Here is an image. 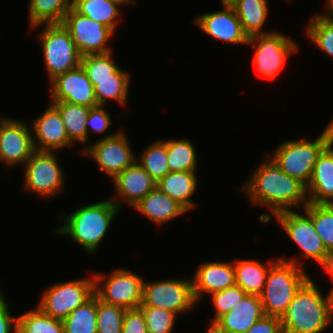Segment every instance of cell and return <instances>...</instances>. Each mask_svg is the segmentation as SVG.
Instances as JSON below:
<instances>
[{
  "instance_id": "cell-1",
  "label": "cell",
  "mask_w": 333,
  "mask_h": 333,
  "mask_svg": "<svg viewBox=\"0 0 333 333\" xmlns=\"http://www.w3.org/2000/svg\"><path fill=\"white\" fill-rule=\"evenodd\" d=\"M239 188L249 199L251 207L264 206L270 213L260 214L259 221L266 224L283 211L301 210L308 202L306 186L292 178L267 154Z\"/></svg>"
},
{
  "instance_id": "cell-2",
  "label": "cell",
  "mask_w": 333,
  "mask_h": 333,
  "mask_svg": "<svg viewBox=\"0 0 333 333\" xmlns=\"http://www.w3.org/2000/svg\"><path fill=\"white\" fill-rule=\"evenodd\" d=\"M120 210L110 198L82 205L71 214L58 215L57 236H67L88 255H95Z\"/></svg>"
},
{
  "instance_id": "cell-3",
  "label": "cell",
  "mask_w": 333,
  "mask_h": 333,
  "mask_svg": "<svg viewBox=\"0 0 333 333\" xmlns=\"http://www.w3.org/2000/svg\"><path fill=\"white\" fill-rule=\"evenodd\" d=\"M280 322L283 333H323L333 324L328 294H323L309 278L296 292Z\"/></svg>"
},
{
  "instance_id": "cell-4",
  "label": "cell",
  "mask_w": 333,
  "mask_h": 333,
  "mask_svg": "<svg viewBox=\"0 0 333 333\" xmlns=\"http://www.w3.org/2000/svg\"><path fill=\"white\" fill-rule=\"evenodd\" d=\"M333 141V117L318 138L302 137L281 142L273 152H267L281 171L302 182L306 187L315 163L322 151Z\"/></svg>"
},
{
  "instance_id": "cell-5",
  "label": "cell",
  "mask_w": 333,
  "mask_h": 333,
  "mask_svg": "<svg viewBox=\"0 0 333 333\" xmlns=\"http://www.w3.org/2000/svg\"><path fill=\"white\" fill-rule=\"evenodd\" d=\"M304 267L278 259L269 269L260 295L264 314L281 318L296 292L311 277Z\"/></svg>"
},
{
  "instance_id": "cell-6",
  "label": "cell",
  "mask_w": 333,
  "mask_h": 333,
  "mask_svg": "<svg viewBox=\"0 0 333 333\" xmlns=\"http://www.w3.org/2000/svg\"><path fill=\"white\" fill-rule=\"evenodd\" d=\"M43 28L38 33L42 59L48 82L59 74L70 71L81 64V55L69 31L62 23L39 24L30 29Z\"/></svg>"
},
{
  "instance_id": "cell-7",
  "label": "cell",
  "mask_w": 333,
  "mask_h": 333,
  "mask_svg": "<svg viewBox=\"0 0 333 333\" xmlns=\"http://www.w3.org/2000/svg\"><path fill=\"white\" fill-rule=\"evenodd\" d=\"M273 218L280 224L279 226L283 228L288 238L299 248L303 258L290 256L289 258L279 257V259L292 262L301 267H305L303 266L305 260L312 259L311 261L314 260L318 265L323 262L327 250L322 239L315 231L311 217L304 210L277 213L266 224L270 223Z\"/></svg>"
},
{
  "instance_id": "cell-8",
  "label": "cell",
  "mask_w": 333,
  "mask_h": 333,
  "mask_svg": "<svg viewBox=\"0 0 333 333\" xmlns=\"http://www.w3.org/2000/svg\"><path fill=\"white\" fill-rule=\"evenodd\" d=\"M254 50L252 65L268 82L275 81L289 57L297 53L298 43L286 34L274 31L249 37L247 46Z\"/></svg>"
},
{
  "instance_id": "cell-9",
  "label": "cell",
  "mask_w": 333,
  "mask_h": 333,
  "mask_svg": "<svg viewBox=\"0 0 333 333\" xmlns=\"http://www.w3.org/2000/svg\"><path fill=\"white\" fill-rule=\"evenodd\" d=\"M57 152L35 151L23 165V186L29 194L52 199L64 190L65 171Z\"/></svg>"
},
{
  "instance_id": "cell-10",
  "label": "cell",
  "mask_w": 333,
  "mask_h": 333,
  "mask_svg": "<svg viewBox=\"0 0 333 333\" xmlns=\"http://www.w3.org/2000/svg\"><path fill=\"white\" fill-rule=\"evenodd\" d=\"M110 274L94 273V294L104 303L125 309L138 308L142 302L144 277L126 268Z\"/></svg>"
},
{
  "instance_id": "cell-11",
  "label": "cell",
  "mask_w": 333,
  "mask_h": 333,
  "mask_svg": "<svg viewBox=\"0 0 333 333\" xmlns=\"http://www.w3.org/2000/svg\"><path fill=\"white\" fill-rule=\"evenodd\" d=\"M94 295V277L53 283L44 289L37 306L48 316L65 319Z\"/></svg>"
},
{
  "instance_id": "cell-12",
  "label": "cell",
  "mask_w": 333,
  "mask_h": 333,
  "mask_svg": "<svg viewBox=\"0 0 333 333\" xmlns=\"http://www.w3.org/2000/svg\"><path fill=\"white\" fill-rule=\"evenodd\" d=\"M141 304L160 307L180 316L190 310L193 311L198 303L193 295L192 280L173 278L157 279L152 282L144 279Z\"/></svg>"
},
{
  "instance_id": "cell-13",
  "label": "cell",
  "mask_w": 333,
  "mask_h": 333,
  "mask_svg": "<svg viewBox=\"0 0 333 333\" xmlns=\"http://www.w3.org/2000/svg\"><path fill=\"white\" fill-rule=\"evenodd\" d=\"M122 130L108 133L94 143H90L81 154L97 163L98 168L109 178L111 177V180L133 165L137 159L125 129Z\"/></svg>"
},
{
  "instance_id": "cell-14",
  "label": "cell",
  "mask_w": 333,
  "mask_h": 333,
  "mask_svg": "<svg viewBox=\"0 0 333 333\" xmlns=\"http://www.w3.org/2000/svg\"><path fill=\"white\" fill-rule=\"evenodd\" d=\"M62 24L69 31L81 56L112 51L109 40L115 32L86 15L79 14L73 7L65 14Z\"/></svg>"
},
{
  "instance_id": "cell-15",
  "label": "cell",
  "mask_w": 333,
  "mask_h": 333,
  "mask_svg": "<svg viewBox=\"0 0 333 333\" xmlns=\"http://www.w3.org/2000/svg\"><path fill=\"white\" fill-rule=\"evenodd\" d=\"M28 121L0 115V164L23 166L36 151Z\"/></svg>"
},
{
  "instance_id": "cell-16",
  "label": "cell",
  "mask_w": 333,
  "mask_h": 333,
  "mask_svg": "<svg viewBox=\"0 0 333 333\" xmlns=\"http://www.w3.org/2000/svg\"><path fill=\"white\" fill-rule=\"evenodd\" d=\"M221 10L206 12L194 18V24L212 39L231 45H247L249 37L232 6H221Z\"/></svg>"
},
{
  "instance_id": "cell-17",
  "label": "cell",
  "mask_w": 333,
  "mask_h": 333,
  "mask_svg": "<svg viewBox=\"0 0 333 333\" xmlns=\"http://www.w3.org/2000/svg\"><path fill=\"white\" fill-rule=\"evenodd\" d=\"M48 83L51 91L50 101H64L90 108L98 106L94 86L81 64L70 71L57 75Z\"/></svg>"
},
{
  "instance_id": "cell-18",
  "label": "cell",
  "mask_w": 333,
  "mask_h": 333,
  "mask_svg": "<svg viewBox=\"0 0 333 333\" xmlns=\"http://www.w3.org/2000/svg\"><path fill=\"white\" fill-rule=\"evenodd\" d=\"M30 123L36 151L58 152L76 146L68 137L59 111L49 103Z\"/></svg>"
},
{
  "instance_id": "cell-19",
  "label": "cell",
  "mask_w": 333,
  "mask_h": 333,
  "mask_svg": "<svg viewBox=\"0 0 333 333\" xmlns=\"http://www.w3.org/2000/svg\"><path fill=\"white\" fill-rule=\"evenodd\" d=\"M111 201L121 210L122 203L135 207L149 192L157 187L156 181L136 161L113 179ZM123 201V202H122Z\"/></svg>"
},
{
  "instance_id": "cell-20",
  "label": "cell",
  "mask_w": 333,
  "mask_h": 333,
  "mask_svg": "<svg viewBox=\"0 0 333 333\" xmlns=\"http://www.w3.org/2000/svg\"><path fill=\"white\" fill-rule=\"evenodd\" d=\"M191 280L194 298L200 304L205 295L236 285L234 262L205 261L198 266Z\"/></svg>"
},
{
  "instance_id": "cell-21",
  "label": "cell",
  "mask_w": 333,
  "mask_h": 333,
  "mask_svg": "<svg viewBox=\"0 0 333 333\" xmlns=\"http://www.w3.org/2000/svg\"><path fill=\"white\" fill-rule=\"evenodd\" d=\"M306 190L309 203L333 204V141L319 155Z\"/></svg>"
},
{
  "instance_id": "cell-22",
  "label": "cell",
  "mask_w": 333,
  "mask_h": 333,
  "mask_svg": "<svg viewBox=\"0 0 333 333\" xmlns=\"http://www.w3.org/2000/svg\"><path fill=\"white\" fill-rule=\"evenodd\" d=\"M264 315L260 296L246 294L214 324L225 333H246Z\"/></svg>"
},
{
  "instance_id": "cell-23",
  "label": "cell",
  "mask_w": 333,
  "mask_h": 333,
  "mask_svg": "<svg viewBox=\"0 0 333 333\" xmlns=\"http://www.w3.org/2000/svg\"><path fill=\"white\" fill-rule=\"evenodd\" d=\"M154 225L162 226L175 218L188 213L177 201L170 198L157 187L149 192L135 207H133Z\"/></svg>"
},
{
  "instance_id": "cell-24",
  "label": "cell",
  "mask_w": 333,
  "mask_h": 333,
  "mask_svg": "<svg viewBox=\"0 0 333 333\" xmlns=\"http://www.w3.org/2000/svg\"><path fill=\"white\" fill-rule=\"evenodd\" d=\"M197 174L196 171L169 172L157 182V188L189 212L197 206L192 200L199 181Z\"/></svg>"
},
{
  "instance_id": "cell-25",
  "label": "cell",
  "mask_w": 333,
  "mask_h": 333,
  "mask_svg": "<svg viewBox=\"0 0 333 333\" xmlns=\"http://www.w3.org/2000/svg\"><path fill=\"white\" fill-rule=\"evenodd\" d=\"M134 5V0H73L72 7L82 15H86L93 21H97L109 28L115 33L118 27V21L123 14L122 6Z\"/></svg>"
},
{
  "instance_id": "cell-26",
  "label": "cell",
  "mask_w": 333,
  "mask_h": 333,
  "mask_svg": "<svg viewBox=\"0 0 333 333\" xmlns=\"http://www.w3.org/2000/svg\"><path fill=\"white\" fill-rule=\"evenodd\" d=\"M279 259L272 258L267 264L256 259H236L234 262L236 285L246 294L260 296L264 290L270 267Z\"/></svg>"
},
{
  "instance_id": "cell-27",
  "label": "cell",
  "mask_w": 333,
  "mask_h": 333,
  "mask_svg": "<svg viewBox=\"0 0 333 333\" xmlns=\"http://www.w3.org/2000/svg\"><path fill=\"white\" fill-rule=\"evenodd\" d=\"M60 113L69 139L76 145L80 143V153L87 147V128L85 122L88 118L90 107L72 104L64 101H50ZM84 147V148H83Z\"/></svg>"
},
{
  "instance_id": "cell-28",
  "label": "cell",
  "mask_w": 333,
  "mask_h": 333,
  "mask_svg": "<svg viewBox=\"0 0 333 333\" xmlns=\"http://www.w3.org/2000/svg\"><path fill=\"white\" fill-rule=\"evenodd\" d=\"M130 76V73L121 67L114 73V79L90 80L94 86L97 105L106 106L108 100L120 106L127 105L131 84Z\"/></svg>"
},
{
  "instance_id": "cell-29",
  "label": "cell",
  "mask_w": 333,
  "mask_h": 333,
  "mask_svg": "<svg viewBox=\"0 0 333 333\" xmlns=\"http://www.w3.org/2000/svg\"><path fill=\"white\" fill-rule=\"evenodd\" d=\"M268 4V0H237L232 5L248 37L274 32L262 30L269 16Z\"/></svg>"
},
{
  "instance_id": "cell-30",
  "label": "cell",
  "mask_w": 333,
  "mask_h": 333,
  "mask_svg": "<svg viewBox=\"0 0 333 333\" xmlns=\"http://www.w3.org/2000/svg\"><path fill=\"white\" fill-rule=\"evenodd\" d=\"M73 0H29L28 27L39 24L62 23Z\"/></svg>"
},
{
  "instance_id": "cell-31",
  "label": "cell",
  "mask_w": 333,
  "mask_h": 333,
  "mask_svg": "<svg viewBox=\"0 0 333 333\" xmlns=\"http://www.w3.org/2000/svg\"><path fill=\"white\" fill-rule=\"evenodd\" d=\"M167 145L168 166L170 172L198 171V156L190 138L169 139Z\"/></svg>"
},
{
  "instance_id": "cell-32",
  "label": "cell",
  "mask_w": 333,
  "mask_h": 333,
  "mask_svg": "<svg viewBox=\"0 0 333 333\" xmlns=\"http://www.w3.org/2000/svg\"><path fill=\"white\" fill-rule=\"evenodd\" d=\"M62 323L64 333H97V296L78 306Z\"/></svg>"
},
{
  "instance_id": "cell-33",
  "label": "cell",
  "mask_w": 333,
  "mask_h": 333,
  "mask_svg": "<svg viewBox=\"0 0 333 333\" xmlns=\"http://www.w3.org/2000/svg\"><path fill=\"white\" fill-rule=\"evenodd\" d=\"M143 150L136 161L157 183L170 172L167 145L162 139H158L144 147Z\"/></svg>"
},
{
  "instance_id": "cell-34",
  "label": "cell",
  "mask_w": 333,
  "mask_h": 333,
  "mask_svg": "<svg viewBox=\"0 0 333 333\" xmlns=\"http://www.w3.org/2000/svg\"><path fill=\"white\" fill-rule=\"evenodd\" d=\"M17 333H64L63 323L35 306L18 316Z\"/></svg>"
},
{
  "instance_id": "cell-35",
  "label": "cell",
  "mask_w": 333,
  "mask_h": 333,
  "mask_svg": "<svg viewBox=\"0 0 333 333\" xmlns=\"http://www.w3.org/2000/svg\"><path fill=\"white\" fill-rule=\"evenodd\" d=\"M312 16L305 24L304 33L311 44L333 59V21L324 13Z\"/></svg>"
},
{
  "instance_id": "cell-36",
  "label": "cell",
  "mask_w": 333,
  "mask_h": 333,
  "mask_svg": "<svg viewBox=\"0 0 333 333\" xmlns=\"http://www.w3.org/2000/svg\"><path fill=\"white\" fill-rule=\"evenodd\" d=\"M302 210L311 217L326 250L333 248V204L308 203Z\"/></svg>"
},
{
  "instance_id": "cell-37",
  "label": "cell",
  "mask_w": 333,
  "mask_h": 333,
  "mask_svg": "<svg viewBox=\"0 0 333 333\" xmlns=\"http://www.w3.org/2000/svg\"><path fill=\"white\" fill-rule=\"evenodd\" d=\"M112 51L105 54H89L81 57V66L89 80L114 79L120 68L114 61Z\"/></svg>"
},
{
  "instance_id": "cell-38",
  "label": "cell",
  "mask_w": 333,
  "mask_h": 333,
  "mask_svg": "<svg viewBox=\"0 0 333 333\" xmlns=\"http://www.w3.org/2000/svg\"><path fill=\"white\" fill-rule=\"evenodd\" d=\"M126 309L102 302L97 297V333H122Z\"/></svg>"
},
{
  "instance_id": "cell-39",
  "label": "cell",
  "mask_w": 333,
  "mask_h": 333,
  "mask_svg": "<svg viewBox=\"0 0 333 333\" xmlns=\"http://www.w3.org/2000/svg\"><path fill=\"white\" fill-rule=\"evenodd\" d=\"M141 309L148 333H172L178 315L172 311L162 309L160 307H150L139 305Z\"/></svg>"
},
{
  "instance_id": "cell-40",
  "label": "cell",
  "mask_w": 333,
  "mask_h": 333,
  "mask_svg": "<svg viewBox=\"0 0 333 333\" xmlns=\"http://www.w3.org/2000/svg\"><path fill=\"white\" fill-rule=\"evenodd\" d=\"M245 295L246 292L237 285L209 295L215 308V315L210 319V324H214L221 316L228 313Z\"/></svg>"
},
{
  "instance_id": "cell-41",
  "label": "cell",
  "mask_w": 333,
  "mask_h": 333,
  "mask_svg": "<svg viewBox=\"0 0 333 333\" xmlns=\"http://www.w3.org/2000/svg\"><path fill=\"white\" fill-rule=\"evenodd\" d=\"M113 120L110 117V113H107L104 106H95L90 108L88 118L85 122L87 128V146L90 144V134L97 133L103 134L110 129Z\"/></svg>"
},
{
  "instance_id": "cell-42",
  "label": "cell",
  "mask_w": 333,
  "mask_h": 333,
  "mask_svg": "<svg viewBox=\"0 0 333 333\" xmlns=\"http://www.w3.org/2000/svg\"><path fill=\"white\" fill-rule=\"evenodd\" d=\"M122 333H148L145 317L139 307L126 309Z\"/></svg>"
},
{
  "instance_id": "cell-43",
  "label": "cell",
  "mask_w": 333,
  "mask_h": 333,
  "mask_svg": "<svg viewBox=\"0 0 333 333\" xmlns=\"http://www.w3.org/2000/svg\"><path fill=\"white\" fill-rule=\"evenodd\" d=\"M10 302L0 289V333H17V318L10 312Z\"/></svg>"
},
{
  "instance_id": "cell-44",
  "label": "cell",
  "mask_w": 333,
  "mask_h": 333,
  "mask_svg": "<svg viewBox=\"0 0 333 333\" xmlns=\"http://www.w3.org/2000/svg\"><path fill=\"white\" fill-rule=\"evenodd\" d=\"M246 333H283L280 318L264 315Z\"/></svg>"
},
{
  "instance_id": "cell-45",
  "label": "cell",
  "mask_w": 333,
  "mask_h": 333,
  "mask_svg": "<svg viewBox=\"0 0 333 333\" xmlns=\"http://www.w3.org/2000/svg\"><path fill=\"white\" fill-rule=\"evenodd\" d=\"M320 266L329 277L333 276V248L327 250L325 258Z\"/></svg>"
},
{
  "instance_id": "cell-46",
  "label": "cell",
  "mask_w": 333,
  "mask_h": 333,
  "mask_svg": "<svg viewBox=\"0 0 333 333\" xmlns=\"http://www.w3.org/2000/svg\"><path fill=\"white\" fill-rule=\"evenodd\" d=\"M325 2L324 9L326 12L324 14L333 21V0H326Z\"/></svg>"
},
{
  "instance_id": "cell-47",
  "label": "cell",
  "mask_w": 333,
  "mask_h": 333,
  "mask_svg": "<svg viewBox=\"0 0 333 333\" xmlns=\"http://www.w3.org/2000/svg\"><path fill=\"white\" fill-rule=\"evenodd\" d=\"M205 333H225V332L220 330L215 324H210L209 329H207Z\"/></svg>"
},
{
  "instance_id": "cell-48",
  "label": "cell",
  "mask_w": 333,
  "mask_h": 333,
  "mask_svg": "<svg viewBox=\"0 0 333 333\" xmlns=\"http://www.w3.org/2000/svg\"><path fill=\"white\" fill-rule=\"evenodd\" d=\"M220 6H232L237 0H220Z\"/></svg>"
},
{
  "instance_id": "cell-49",
  "label": "cell",
  "mask_w": 333,
  "mask_h": 333,
  "mask_svg": "<svg viewBox=\"0 0 333 333\" xmlns=\"http://www.w3.org/2000/svg\"><path fill=\"white\" fill-rule=\"evenodd\" d=\"M330 278H331L332 283H333V276L330 277ZM330 288H331V289H330V291L328 292V297H329V299H330V302H331V305H332V309H333V286L330 287Z\"/></svg>"
}]
</instances>
